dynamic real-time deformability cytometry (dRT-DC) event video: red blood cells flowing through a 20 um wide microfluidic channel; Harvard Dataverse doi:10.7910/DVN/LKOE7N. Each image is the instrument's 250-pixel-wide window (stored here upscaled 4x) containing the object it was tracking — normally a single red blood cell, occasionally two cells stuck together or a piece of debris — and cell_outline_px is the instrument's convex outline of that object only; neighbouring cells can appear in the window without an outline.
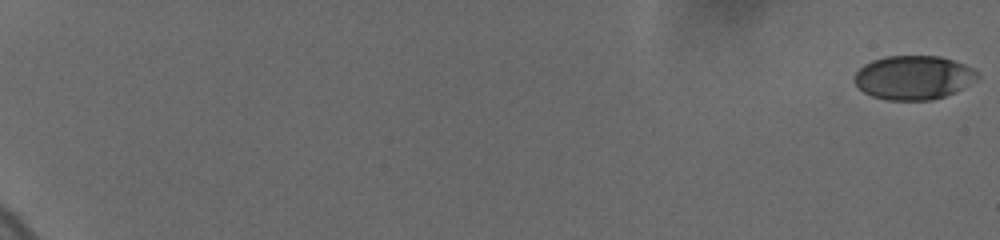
{"species": "human", "species_latin": "Homo sapiens", "temperature_condition": "cold", "stored_images_in_passage": 42, "camera_frame_rate_fps": 3000, "um_per_image_px": 0.085, "donor": {"sex": "female"}, "frame": {"image": 1, "passage_image": 1, "time_ms": 0.0, "image_size_px": [1000, 240], "cell_outline_px": [[980, 76], [956, 92], [932, 100], [888, 100], [872, 96], [864, 92], [852, 80], [856, 72], [864, 64], [872, 60], [888, 56], [940, 56], [964, 64], [972, 68]], "centroid_in_image_um": [77.62, 6.59], "position_along_channel_um": 7.4, "area_um2": 31.39}}
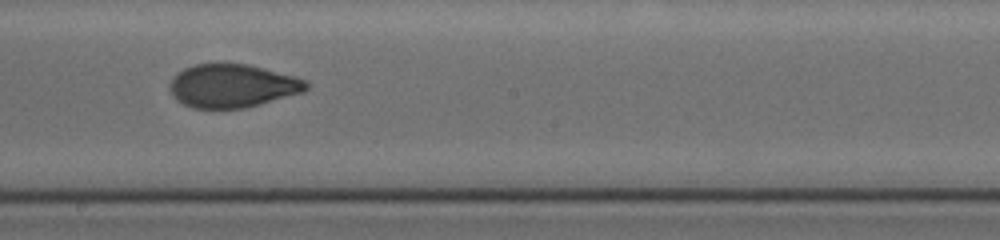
{"frame": {"image": 2, "passage_image": 24, "time_ms": 12.333, "image_size_px": [1000, 240], "cell_outline_px": [[308, 88], [304, 92], [260, 104], [244, 108], [192, 108], [176, 100], [172, 96], [168, 88], [168, 84], [172, 76], [184, 68], [196, 64], [248, 64], [296, 76], [308, 80]], "centroid_in_image_um": [19.74, 7.3], "position_along_channel_um": 228.5, "area_um2": 34.74}}
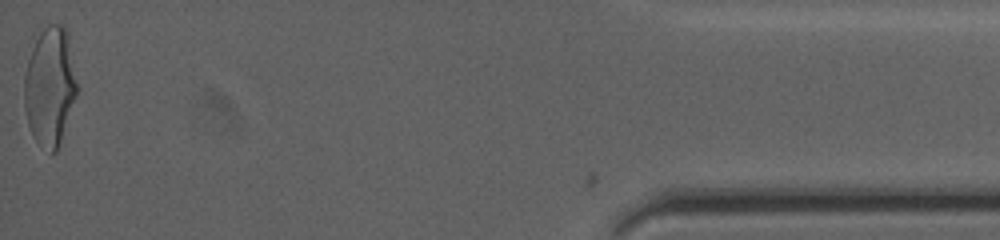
{"frame": {"image": 3, "passage_image": 42, "time_ms": 19.667, "image_size_px": [1000, 240], "cell_outline_px": [[80, 88], [56, 152], [52, 152], [36, 140], [28, 124], [24, 108], [24, 76], [28, 60], [32, 48], [40, 32], [48, 24], [64, 24], [68, 32]], "centroid_in_image_um": [4.29, 7.28], "position_along_channel_um": 430.9, "area_um2": 36.82}, "authors_computed_cell_mechanics": {"area_um2": 34.1598, "velocity_mm_per_s": 3.7006, "shape_relaxation_time_tau1_ms": 5.6813, "shape_relaxation_time_tau2_ms": 0.704, "deformation_change_tau1": 0.1548, "deformation_change_tau2": 0.0362}}